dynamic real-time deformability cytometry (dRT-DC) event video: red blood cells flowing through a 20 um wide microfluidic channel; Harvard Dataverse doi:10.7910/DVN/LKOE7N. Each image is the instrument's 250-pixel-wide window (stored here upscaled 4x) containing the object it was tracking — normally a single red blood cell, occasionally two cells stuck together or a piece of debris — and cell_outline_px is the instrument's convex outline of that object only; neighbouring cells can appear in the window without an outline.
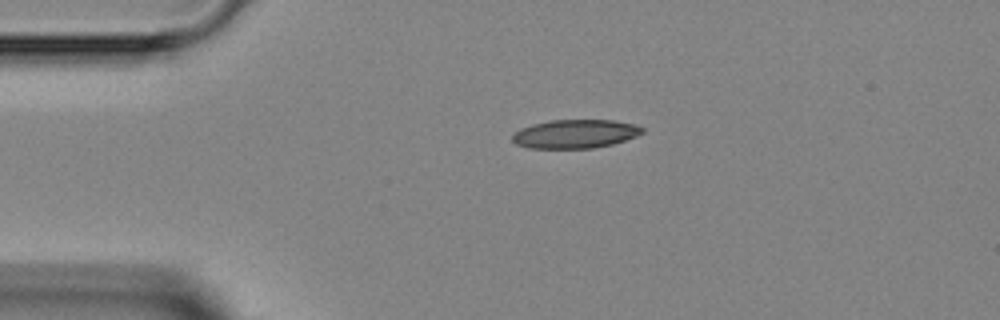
{"species": "Egyptian fruit bat (a non-hibernating species)", "species_latin": "Rousettus aegyptiacus", "temperature_condition": "room temperature", "stored_images_in_passage": 2, "camera_frame_rate_fps": 3000, "um_per_image_px": 0.085, "animal": {"sex": "female"}, "frame": {"image": 1, "passage_image": 1, "time_ms": 0.0, "image_size_px": [1000, 320], "cell_outline_px": [[644, 132], [636, 136], [612, 144], [592, 148], [528, 148], [516, 144], [512, 140], [512, 136], [520, 128], [532, 124], [552, 120], [612, 120], [632, 124], [644, 128]], "centroid_in_image_um": [48.87, 11.38], "position_along_channel_um": 36.1, "area_um2": 21.56}}